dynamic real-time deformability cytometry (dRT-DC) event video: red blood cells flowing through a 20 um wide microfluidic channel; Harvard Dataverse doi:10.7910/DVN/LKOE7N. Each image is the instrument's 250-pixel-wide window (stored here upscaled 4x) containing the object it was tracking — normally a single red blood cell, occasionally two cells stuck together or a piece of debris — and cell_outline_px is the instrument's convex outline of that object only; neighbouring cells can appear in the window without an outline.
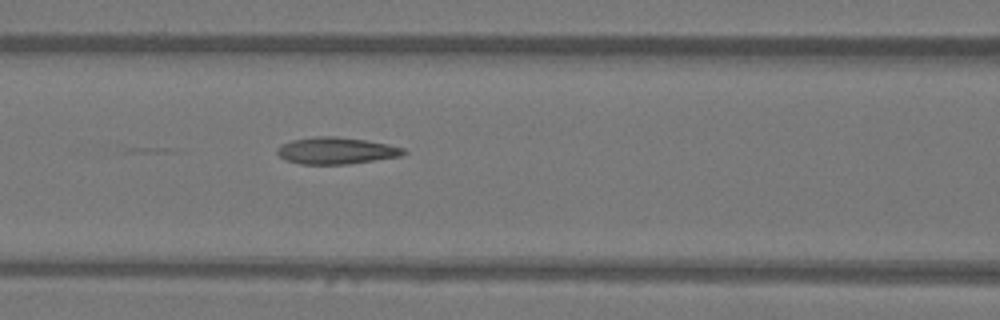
{"species": "Egyptian fruit bat (a non-hibernating species)", "species_latin": "Rousettus aegyptiacus", "temperature_condition": "warm", "stored_images_in_passage": 24, "camera_frame_rate_fps": 3000, "um_per_image_px": 0.085, "animal": {"sex": "female"}, "frame": {"image": 1, "passage_image": 21, "time_ms": 6.667, "image_size_px": [1000, 320], "cell_outline_px": [[408, 152], [400, 156], [348, 164], [300, 164], [284, 160], [276, 152], [276, 148], [280, 144], [292, 140], [316, 136], [336, 136], [364, 140], [388, 144], [404, 148]], "centroid_in_image_um": [28.54, 12.8], "position_along_channel_um": 138.1, "area_um2": 19.77}}
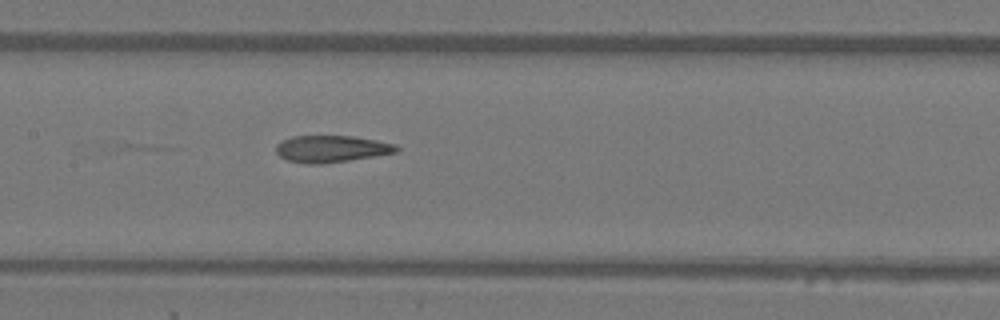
{"frame": {"image": 2, "passage_image": 24, "time_ms": 7.667, "image_size_px": [1000, 320], "cell_outline_px": [[400, 148], [396, 152], [324, 164], [304, 164], [288, 160], [280, 156], [276, 152], [276, 144], [292, 136], [352, 136], [376, 140], [396, 144]], "centroid_in_image_um": [28.15, 12.65], "position_along_channel_um": 179.3, "area_um2": 18.73}}